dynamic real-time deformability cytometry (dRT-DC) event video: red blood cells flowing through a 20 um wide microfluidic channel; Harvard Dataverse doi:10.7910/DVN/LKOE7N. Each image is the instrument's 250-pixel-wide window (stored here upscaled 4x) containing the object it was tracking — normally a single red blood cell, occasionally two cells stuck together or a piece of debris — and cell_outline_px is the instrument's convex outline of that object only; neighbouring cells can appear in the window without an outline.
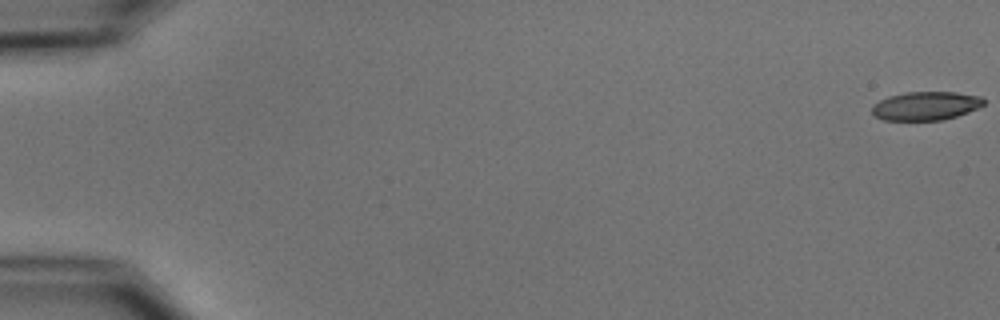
{"species": "common noctule bat (a hibernating species)", "species_latin": "Nyctalus noctula", "temperature_condition": "cold", "stored_images_in_passage": 55, "camera_frame_rate_fps": 3000, "um_per_image_px": 0.085, "animal": {"sex": "male", "body_mass_g": 15.6}, "frame": {"image": 1, "passage_image": 1, "time_ms": 0.0, "image_size_px": [1000, 320], "cell_outline_px": [[984, 104], [968, 112], [956, 116], [940, 120], [884, 120], [876, 116], [872, 112], [872, 104], [888, 96], [904, 92], [956, 92], [980, 96], [984, 100]], "centroid_in_image_um": [78.66, 8.99], "position_along_channel_um": 6.3, "area_um2": 18.55}}
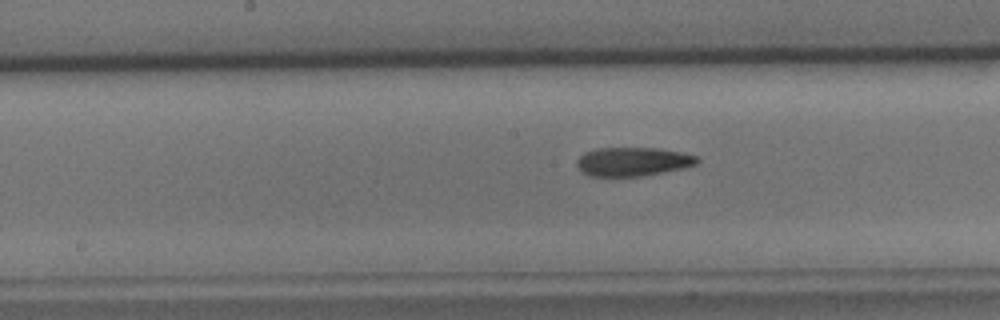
{"frame": {"image": 2, "passage_image": 29, "time_ms": 9.333, "image_size_px": [1000, 320], "cell_outline_px": [[700, 160], [696, 164], [684, 168], [640, 176], [588, 176], [576, 164], [576, 160], [584, 152], [596, 148], [660, 148], [684, 152], [696, 156]], "centroid_in_image_um": [53.8, 13.72], "position_along_channel_um": 194.4, "area_um2": 20.23}}
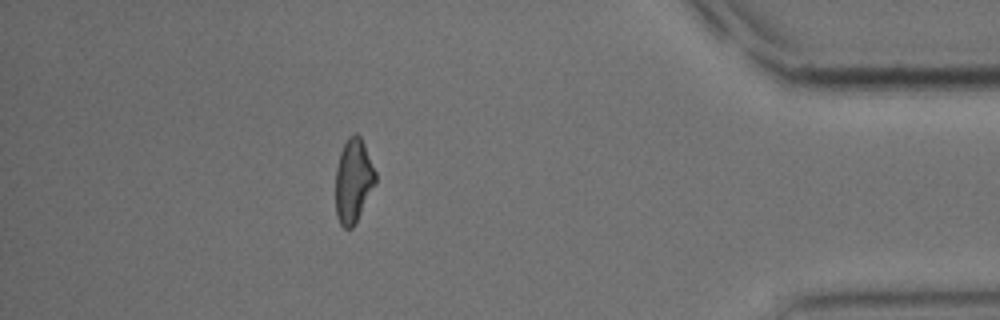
{"frame": {"image": 3, "passage_image": 49, "time_ms": 16.0, "image_size_px": [1000, 320], "cell_outline_px": [[376, 184], [352, 228], [344, 228], [340, 224], [336, 216], [336, 168], [340, 152], [348, 136], [356, 132], [360, 136], [364, 144], [376, 172]], "centroid_in_image_um": [30.03, 15.34], "position_along_channel_um": 405.2, "area_um2": 19.48}, "authors_computed_cell_mechanics": {"area_um2": 20.23, "velocity_mm_per_s": 3.7543, "shape_relaxation_time_tau1_ms": 7.8373, "shape_relaxation_time_tau2_ms": 7.6542, "deformation_change_tau1": 0.1852, "deformation_change_tau2": 0.1865}}